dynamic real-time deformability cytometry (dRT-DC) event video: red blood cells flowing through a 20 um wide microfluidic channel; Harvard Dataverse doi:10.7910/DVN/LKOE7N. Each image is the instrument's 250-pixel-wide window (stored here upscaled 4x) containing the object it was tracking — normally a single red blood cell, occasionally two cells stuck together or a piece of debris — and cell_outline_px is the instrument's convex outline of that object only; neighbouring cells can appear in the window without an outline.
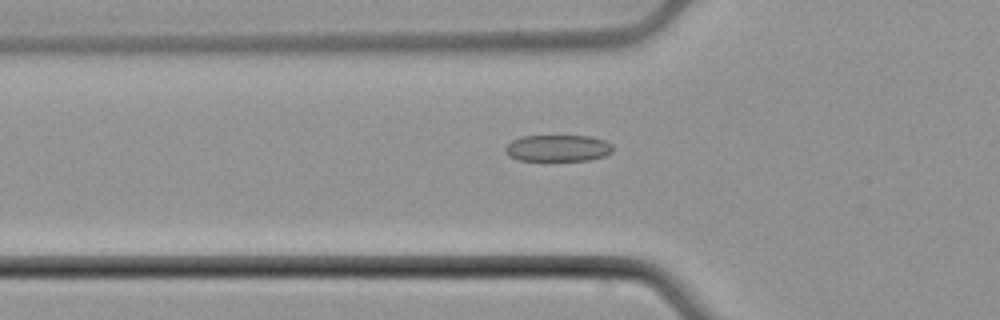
{"species": "common noctule bat (a hibernating species)", "species_latin": "Nyctalus noctula", "temperature_condition": "cold", "stored_images_in_passage": 33, "camera_frame_rate_fps": 3000, "um_per_image_px": 0.085, "animal": {"sex": "male", "body_mass_g": 21.5, "forearm_length_mm": 52.0}, "frame": {"image": 1, "passage_image": 5, "time_ms": 1.333, "image_size_px": [1000, 320], "cell_outline_px": [[612, 152], [604, 156], [588, 160], [520, 160], [508, 156], [504, 152], [504, 148], [512, 140], [520, 136], [592, 136], [604, 140], [612, 144]], "centroid_in_image_um": [47.4, 12.58], "position_along_channel_um": 78.4, "area_um2": 16.7}}
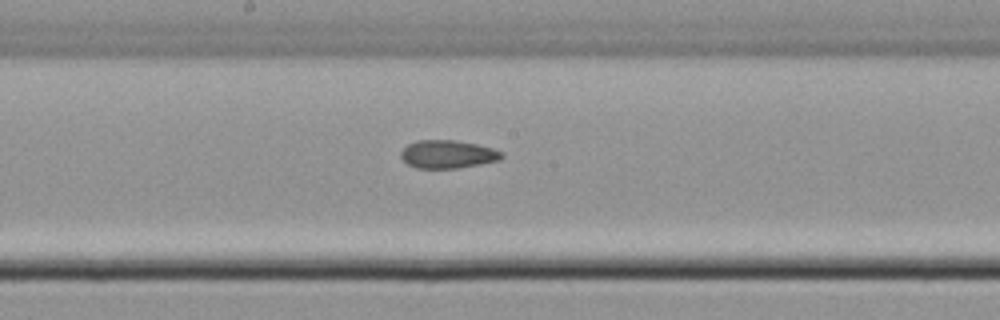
{"frame": {"image": 2, "passage_image": 15, "time_ms": 4.667, "image_size_px": [1000, 320], "cell_outline_px": [[504, 156], [500, 160], [480, 164], [456, 168], [416, 168], [408, 164], [400, 156], [400, 152], [408, 144], [416, 140], [456, 140], [476, 144], [492, 148], [500, 152]], "centroid_in_image_um": [38.03, 13.1], "position_along_channel_um": 210.2, "area_um2": 16.42}}
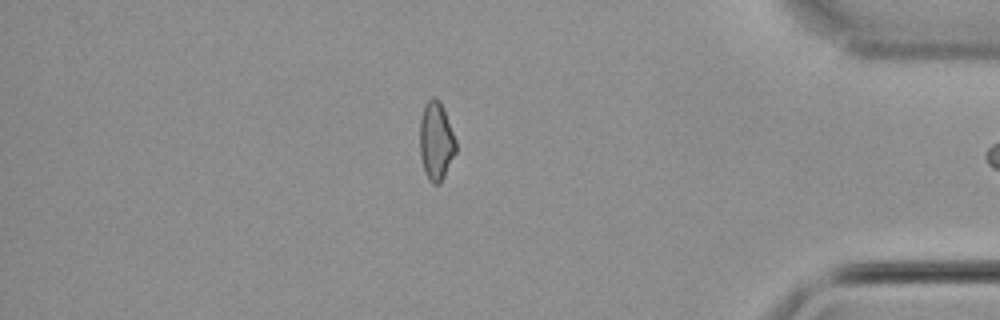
{"frame": {"image": 3, "passage_image": 32, "time_ms": 10.333, "image_size_px": [1000, 320], "cell_outline_px": [[456, 152], [440, 184], [432, 184], [428, 180], [420, 156], [420, 120], [424, 104], [432, 96], [436, 96], [440, 100], [456, 140]], "centroid_in_image_um": [37.06, 11.97], "position_along_channel_um": 398.1, "area_um2": 16.53}}